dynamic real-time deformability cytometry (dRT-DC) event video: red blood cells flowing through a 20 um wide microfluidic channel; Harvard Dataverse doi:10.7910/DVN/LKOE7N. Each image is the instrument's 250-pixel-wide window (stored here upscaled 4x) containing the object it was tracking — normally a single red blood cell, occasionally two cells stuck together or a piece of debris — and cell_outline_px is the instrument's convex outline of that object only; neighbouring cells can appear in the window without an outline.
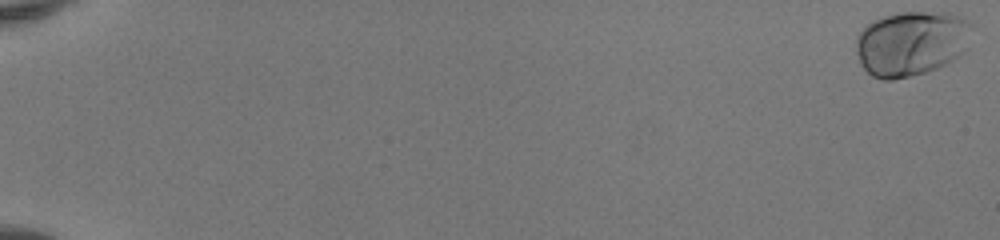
{"species": "human", "species_latin": "Homo sapiens", "temperature_condition": "room temperature", "stored_images_in_passage": 52, "camera_frame_rate_fps": 3000, "um_per_image_px": 0.085, "donor": {"sex": "female"}, "frame": {"image": 1, "passage_image": 1, "time_ms": 0.0, "image_size_px": [1000, 240], "cell_outline_px": [[972, 24], [968, 48], [964, 52], [952, 60], [936, 68], [912, 76], [892, 80], [884, 80], [872, 76], [860, 64], [856, 52], [856, 36], [872, 20], [880, 16], [900, 12], [948, 12]], "centroid_in_image_um": [77.44, 3.68], "position_along_channel_um": 7.6, "area_um2": 44.04}}
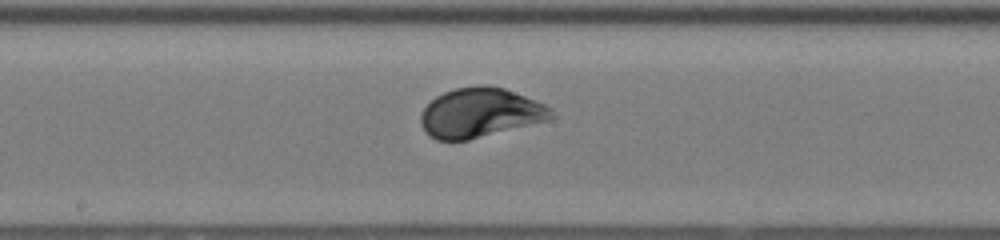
{"frame": {"image": 2, "passage_image": 31, "time_ms": 10.0, "image_size_px": [1000, 240], "cell_outline_px": [[556, 116], [548, 120], [468, 140], [436, 140], [424, 132], [420, 124], [420, 112], [436, 96], [444, 92], [456, 88], [480, 84], [488, 84], [504, 88], [544, 104], [552, 108], [556, 112]], "centroid_in_image_um": [40.8, 9.58], "position_along_channel_um": 207.4, "area_um2": 37.8}}
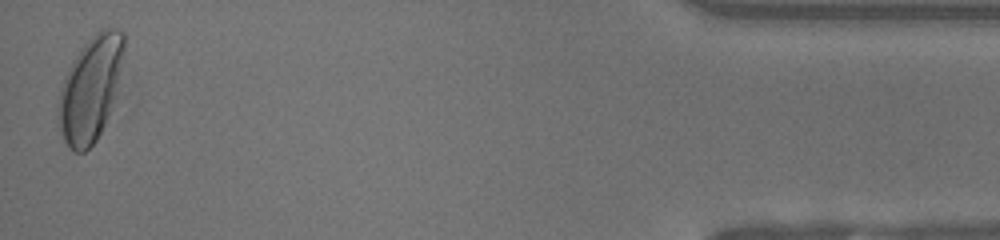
{"frame": {"image": 3, "passage_image": 52, "time_ms": 17.0, "image_size_px": [1000, 240], "cell_outline_px": [[124, 52], [116, 92], [104, 124], [96, 140], [84, 152], [72, 152], [68, 148], [56, 124], [56, 104], [60, 88], [64, 76], [72, 60], [84, 44], [100, 28], [116, 28], [124, 32]], "centroid_in_image_um": [7.63, 7.56], "position_along_channel_um": 427.6, "area_um2": 40.4}, "authors_computed_cell_mechanics": {"area_um2": 38.1769, "velocity_mm_per_s": 4.1287, "shape_relaxation_time_tau1_ms": 1.7761, "shape_relaxation_time_tau2_ms": null, "deformation_change_tau1": 0.1303, "deformation_change_tau2": null}}